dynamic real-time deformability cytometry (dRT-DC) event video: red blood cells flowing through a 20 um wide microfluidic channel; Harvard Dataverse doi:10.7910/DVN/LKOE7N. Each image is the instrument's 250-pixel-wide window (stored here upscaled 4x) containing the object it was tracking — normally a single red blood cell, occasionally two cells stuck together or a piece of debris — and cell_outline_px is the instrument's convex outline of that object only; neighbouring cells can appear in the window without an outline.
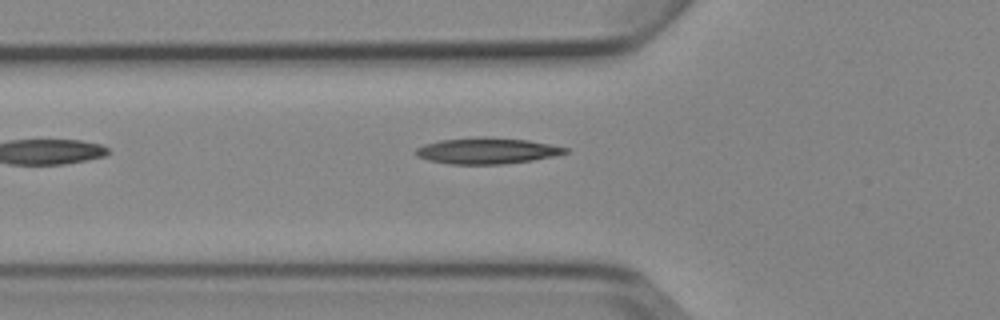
{"species": "Egyptian fruit bat (a non-hibernating species)", "species_latin": "Rousettus aegyptiacus", "temperature_condition": "cold", "stored_images_in_passage": 6, "camera_frame_rate_fps": 3000, "um_per_image_px": 0.085, "animal": {"sex": "female"}, "frame": {"image": 1, "passage_image": 6, "time_ms": 5.667, "image_size_px": [1000, 320], "cell_outline_px": [[568, 152], [552, 156], [532, 160], [504, 164], [448, 164], [428, 160], [416, 156], [412, 152], [416, 148], [424, 144], [440, 140], [484, 136], [528, 140], [568, 148]], "centroid_in_image_um": [41.32, 12.81], "position_along_channel_um": 84.5, "area_um2": 22.77}}